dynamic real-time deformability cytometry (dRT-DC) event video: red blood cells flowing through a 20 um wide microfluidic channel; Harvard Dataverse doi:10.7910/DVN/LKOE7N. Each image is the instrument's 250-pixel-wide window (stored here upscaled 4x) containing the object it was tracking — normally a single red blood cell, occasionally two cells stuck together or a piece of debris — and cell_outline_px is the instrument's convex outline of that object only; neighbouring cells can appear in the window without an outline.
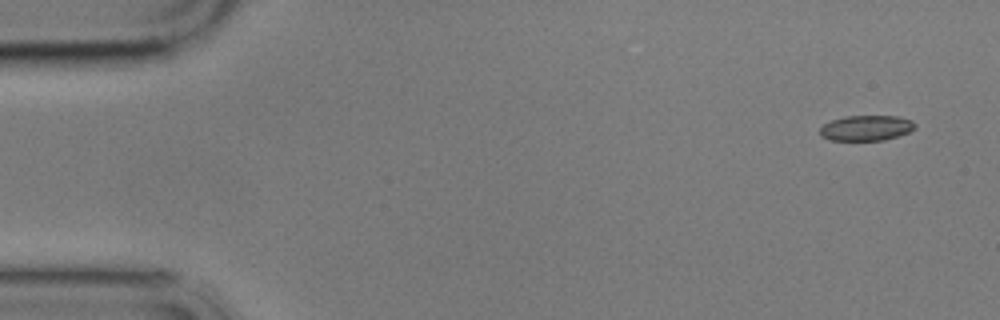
{"species": "common noctule bat (a hibernating species)", "species_latin": "Nyctalus noctula", "temperature_condition": "cold", "stored_images_in_passage": 4, "camera_frame_rate_fps": 3000, "um_per_image_px": 0.085, "animal": {"sex": "male", "body_mass_g": 17.9}, "frame": {"image": 1, "passage_image": 1, "time_ms": 0.0, "image_size_px": [1000, 320], "cell_outline_px": [[916, 128], [908, 132], [884, 140], [832, 140], [820, 136], [820, 128], [824, 124], [832, 120], [844, 116], [896, 116], [912, 120], [916, 124]], "centroid_in_image_um": [73.63, 10.87], "position_along_channel_um": 11.4, "area_um2": 13.99}}
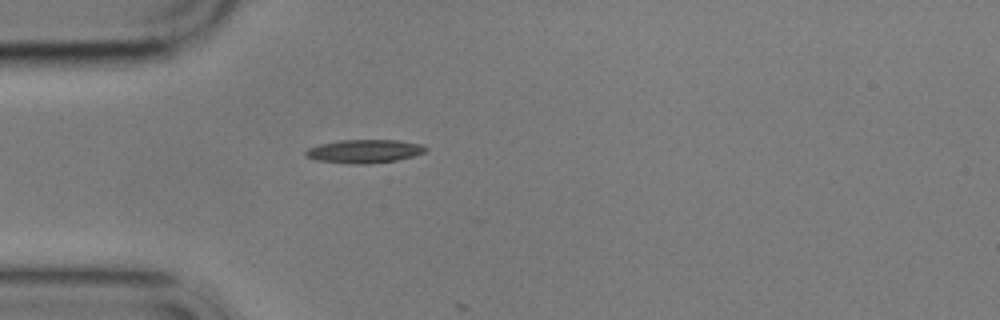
{"frame": {"image": 2, "passage_image": 4, "time_ms": 4.333, "image_size_px": [1000, 320], "cell_outline_px": [[428, 148], [424, 152], [412, 156], [396, 160], [368, 164], [352, 164], [316, 160], [304, 156], [304, 152], [308, 148], [320, 144], [340, 140], [400, 140], [420, 144]], "centroid_in_image_um": [30.94, 12.85], "position_along_channel_um": 54.1, "area_um2": 16.36}}